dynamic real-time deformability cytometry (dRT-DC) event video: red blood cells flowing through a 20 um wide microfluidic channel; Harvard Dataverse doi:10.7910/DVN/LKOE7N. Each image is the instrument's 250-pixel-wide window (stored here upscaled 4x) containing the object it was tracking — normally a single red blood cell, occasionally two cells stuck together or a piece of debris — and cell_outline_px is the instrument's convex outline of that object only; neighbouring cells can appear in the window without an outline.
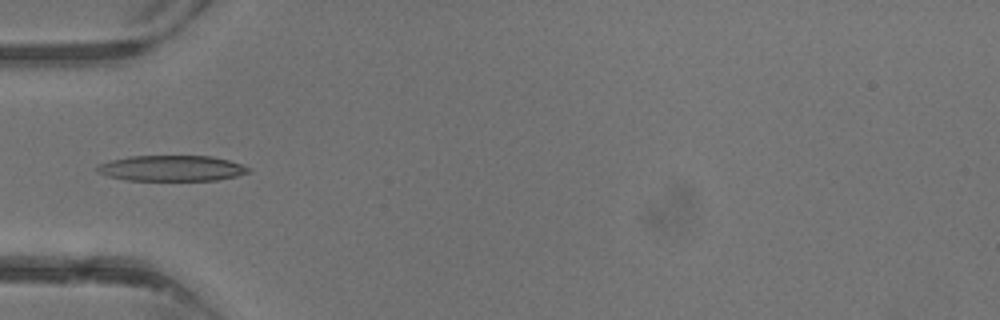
{"species": "common noctule bat (a hibernating species)", "species_latin": "Nyctalus noctula", "temperature_condition": "warm", "stored_images_in_passage": 3, "camera_frame_rate_fps": 3000, "um_per_image_px": 0.085, "animal": {"sex": "male", "body_mass_g": 13.3}, "frame": {"image": 1, "passage_image": 3, "time_ms": 2.333, "image_size_px": [1000, 320], "cell_outline_px": [[252, 168], [248, 172], [236, 176], [216, 180], [128, 180], [108, 176], [96, 172], [96, 168], [100, 164], [112, 160], [128, 156], [212, 156], [228, 160]], "centroid_in_image_um": [14.59, 14.3], "position_along_channel_um": 70.4, "area_um2": 22.48}}